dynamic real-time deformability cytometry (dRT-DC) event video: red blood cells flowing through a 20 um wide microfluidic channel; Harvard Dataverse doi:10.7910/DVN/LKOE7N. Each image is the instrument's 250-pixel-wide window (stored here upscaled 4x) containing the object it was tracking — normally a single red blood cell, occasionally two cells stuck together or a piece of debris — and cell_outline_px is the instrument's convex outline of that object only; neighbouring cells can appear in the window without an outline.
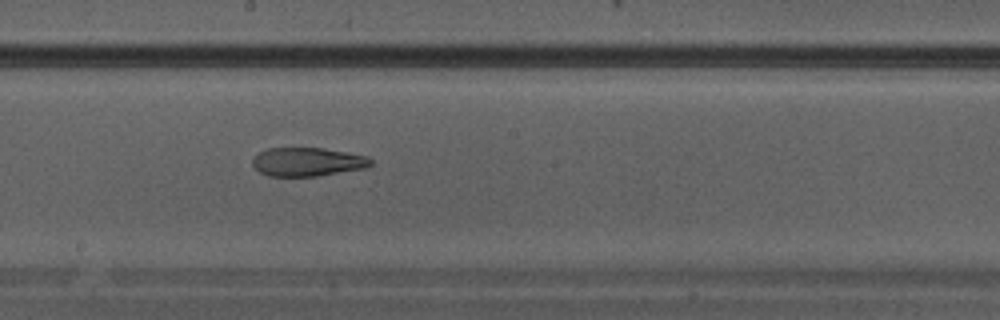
{"species": "Egyptian fruit bat (a non-hibernating species)", "species_latin": "Rousettus aegyptiacus", "temperature_condition": "warm", "stored_images_in_passage": 14, "camera_frame_rate_fps": 3000, "um_per_image_px": 0.085, "animal": {"sex": "male"}, "frame": {"image": 1, "passage_image": 14, "time_ms": 4.333, "image_size_px": [1000, 320], "cell_outline_px": [[372, 164], [364, 168], [316, 176], [268, 176], [260, 172], [252, 164], [252, 156], [268, 148], [324, 148], [348, 152], [368, 156], [372, 160]], "centroid_in_image_um": [26.12, 13.75], "position_along_channel_um": 222.1, "area_um2": 19.77}}